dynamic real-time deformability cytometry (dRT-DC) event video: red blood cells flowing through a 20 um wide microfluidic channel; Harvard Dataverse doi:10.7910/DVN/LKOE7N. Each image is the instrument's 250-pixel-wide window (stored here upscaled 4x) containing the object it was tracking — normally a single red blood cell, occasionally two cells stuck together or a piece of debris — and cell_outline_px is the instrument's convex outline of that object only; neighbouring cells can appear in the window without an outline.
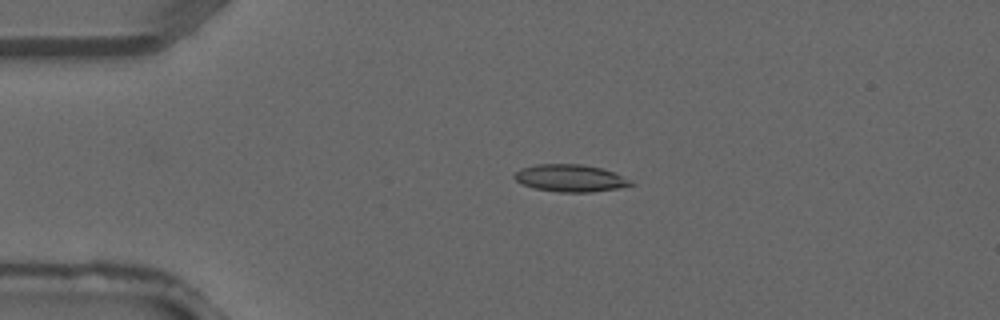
{"species": "common noctule bat (a hibernating species)", "species_latin": "Nyctalus noctula", "temperature_condition": "warm", "stored_images_in_passage": 2, "camera_frame_rate_fps": 3000, "um_per_image_px": 0.085, "animal": {"sex": "male", "forearm_length_mm": 52.5}, "frame": {"image": 1, "passage_image": 1, "time_ms": 0.0, "image_size_px": [1000, 320], "cell_outline_px": [[636, 184], [620, 188], [592, 192], [556, 192], [536, 188], [520, 184], [512, 176], [520, 168], [536, 164], [584, 164], [600, 168], [612, 172], [632, 180]], "centroid_in_image_um": [48.47, 15.14], "position_along_channel_um": 36.5, "area_um2": 18.61}}
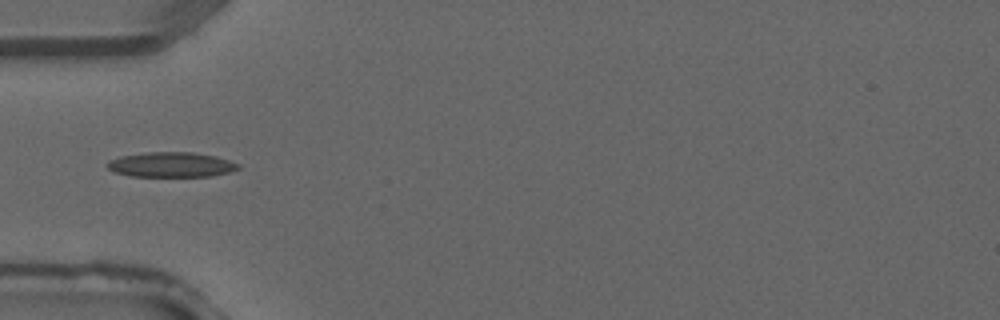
{"frame": {"image": 2, "passage_image": 2, "time_ms": 0.333, "image_size_px": [1000, 320], "cell_outline_px": [[240, 168], [228, 172], [212, 176], [132, 176], [116, 172], [108, 168], [108, 160], [120, 156], [148, 152], [192, 152], [216, 156], [240, 164]], "centroid_in_image_um": [14.57, 13.99], "position_along_channel_um": 70.4, "area_um2": 18.9}}